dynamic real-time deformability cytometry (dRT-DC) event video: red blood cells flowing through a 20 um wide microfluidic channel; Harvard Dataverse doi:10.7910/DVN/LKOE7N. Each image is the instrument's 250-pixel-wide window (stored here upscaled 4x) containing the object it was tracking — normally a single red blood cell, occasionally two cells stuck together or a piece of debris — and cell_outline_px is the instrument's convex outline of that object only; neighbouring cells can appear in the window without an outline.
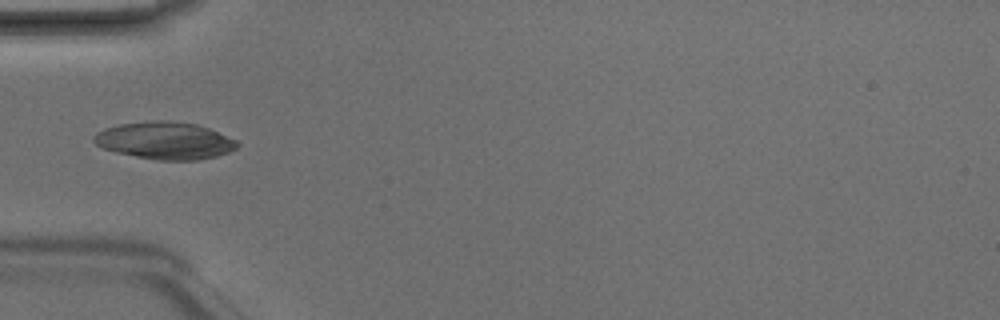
{"species": "Egyptian fruit bat (a non-hibernating species)", "species_latin": "Rousettus aegyptiacus", "temperature_condition": "room temperature", "stored_images_in_passage": 5, "camera_frame_rate_fps": 3000, "um_per_image_px": 0.085, "animal": {"sex": "male"}, "frame": {"image": 1, "passage_image": 5, "time_ms": 1.333, "image_size_px": [1000, 320], "cell_outline_px": [[240, 144], [236, 148], [228, 152], [216, 156], [196, 160], [156, 160], [116, 152], [104, 148], [96, 144], [92, 140], [92, 136], [96, 132], [104, 128], [120, 124], [152, 120], [168, 120], [196, 124], [208, 128], [236, 140]], "centroid_in_image_um": [13.99, 11.94], "position_along_channel_um": 71.0, "area_um2": 31.1}}